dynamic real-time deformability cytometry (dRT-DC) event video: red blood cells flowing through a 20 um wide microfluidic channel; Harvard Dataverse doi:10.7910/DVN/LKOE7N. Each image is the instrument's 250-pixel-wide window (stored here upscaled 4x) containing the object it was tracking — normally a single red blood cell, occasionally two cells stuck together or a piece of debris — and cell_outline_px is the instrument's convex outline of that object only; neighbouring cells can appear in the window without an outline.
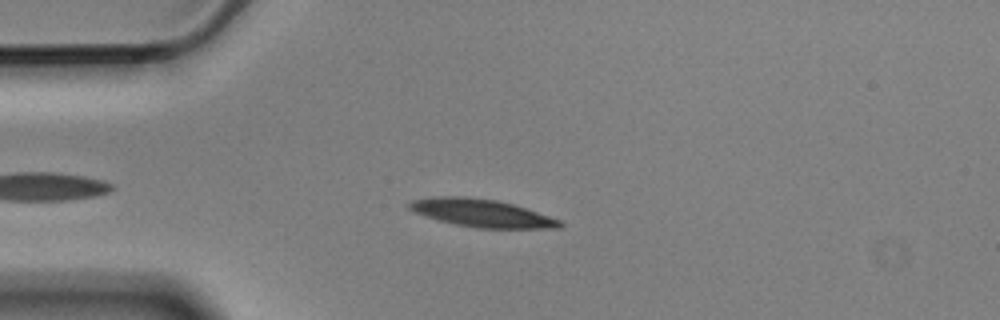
{"species": "Egyptian fruit bat (a non-hibernating species)", "species_latin": "Rousettus aegyptiacus", "temperature_condition": "cold", "stored_images_in_passage": 8, "camera_frame_rate_fps": 3000, "um_per_image_px": 0.085, "animal": {"sex": "male"}, "frame": {"image": 1, "passage_image": 3, "time_ms": 0.667, "image_size_px": [1000, 320], "cell_outline_px": [[564, 224], [560, 228], [476, 228], [456, 224], [440, 220], [416, 212], [408, 208], [408, 204], [412, 200], [436, 196], [460, 196], [496, 200], [512, 204], [560, 220]], "centroid_in_image_um": [40.94, 18.11], "position_along_channel_um": 44.1, "area_um2": 23.87}}
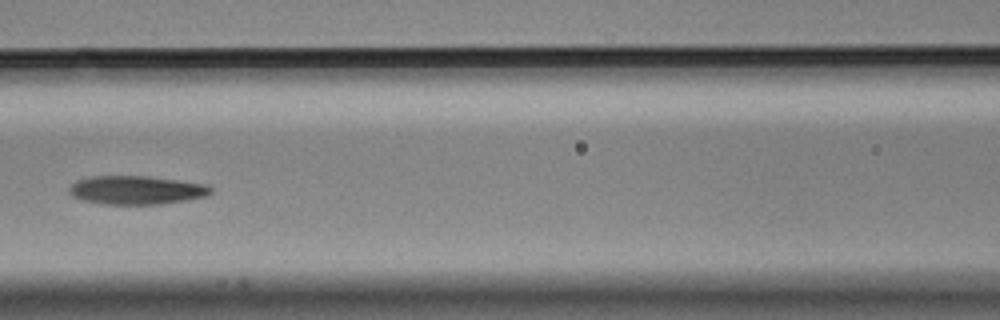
{"frame": {"image": 2, "passage_image": 6, "time_ms": 1.667, "image_size_px": [1000, 320], "cell_outline_px": [[212, 192], [208, 196], [188, 200], [160, 204], [104, 204], [84, 200], [72, 196], [68, 192], [68, 188], [76, 180], [88, 176], [148, 176], [208, 184], [212, 188]], "centroid_in_image_um": [11.61, 16.15], "position_along_channel_um": 155.0, "area_um2": 23.81}}
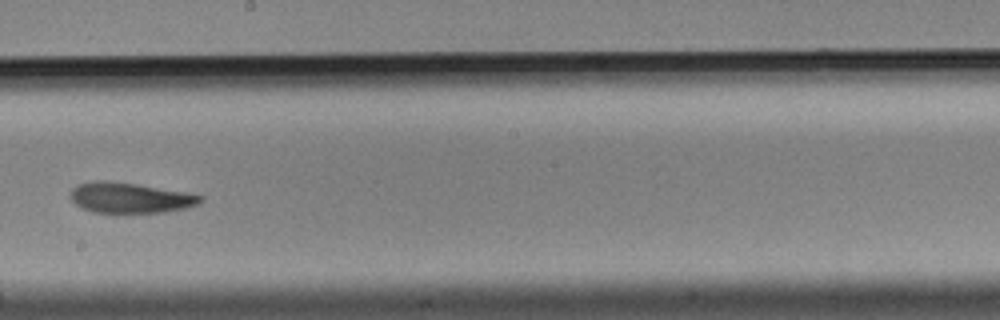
{"frame": {"image": 3, "passage_image": 8, "time_ms": 2.333, "image_size_px": [1000, 320], "cell_outline_px": [[204, 200], [200, 204], [184, 208], [164, 212], [92, 212], [76, 204], [72, 200], [72, 188], [76, 184], [96, 180], [104, 180], [136, 184], [188, 192], [204, 196]], "centroid_in_image_um": [11.1, 16.8], "position_along_channel_um": 237.1, "area_um2": 22.95}}